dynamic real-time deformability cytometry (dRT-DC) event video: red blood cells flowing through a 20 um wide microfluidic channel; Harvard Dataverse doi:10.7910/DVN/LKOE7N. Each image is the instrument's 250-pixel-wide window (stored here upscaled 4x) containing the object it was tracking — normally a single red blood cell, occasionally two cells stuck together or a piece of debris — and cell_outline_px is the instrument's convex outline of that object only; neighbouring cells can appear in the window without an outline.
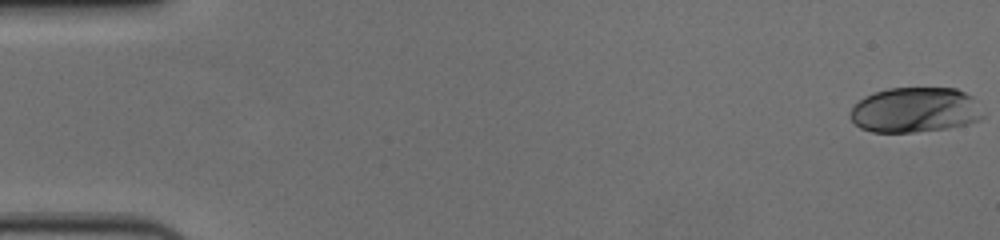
{"species": "human", "species_latin": "Homo sapiens", "temperature_condition": "cold", "stored_images_in_passage": 58, "camera_frame_rate_fps": 3000, "um_per_image_px": 0.085, "donor": {"sex": "female"}, "frame": {"image": 1, "passage_image": 1, "time_ms": 0.0, "image_size_px": [1000, 240], "cell_outline_px": [[984, 116], [968, 124], [948, 128], [912, 132], [872, 132], [860, 128], [852, 120], [852, 108], [864, 96], [888, 88], [956, 88], [972, 96]], "centroid_in_image_um": [77.78, 9.35], "position_along_channel_um": 7.2, "area_um2": 34.62}}
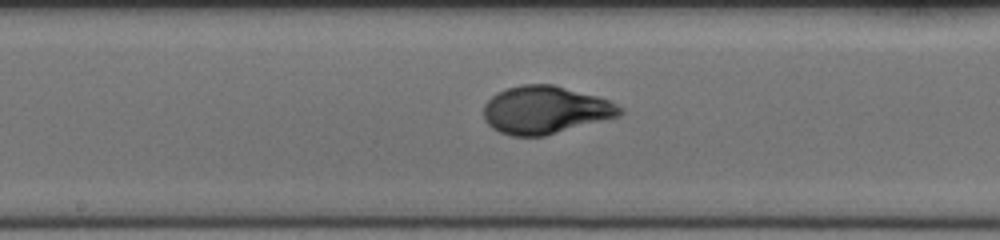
{"frame": {"image": 2, "passage_image": 31, "time_ms": 10.0, "image_size_px": [1000, 240], "cell_outline_px": [[624, 112], [620, 116], [544, 136], [512, 136], [500, 132], [492, 128], [484, 120], [484, 104], [496, 92], [504, 88], [520, 84], [552, 84], [596, 96], [608, 100], [624, 108]], "centroid_in_image_um": [46.33, 9.34], "position_along_channel_um": 201.9, "area_um2": 38.03}}
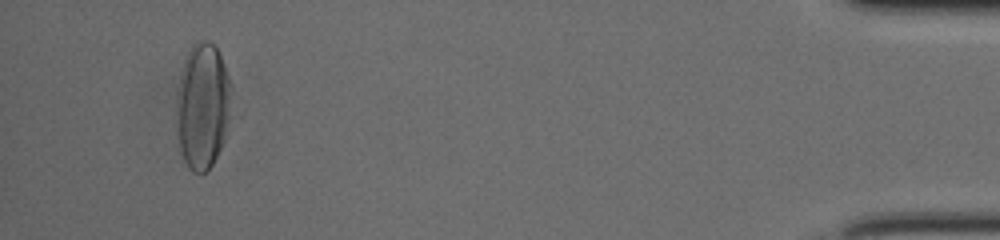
{"frame": {"image": 3, "passage_image": 55, "time_ms": 18.0, "image_size_px": [1000, 240], "cell_outline_px": [[228, 116], [224, 140], [212, 164], [204, 172], [192, 172], [188, 168], [180, 152], [176, 120], [176, 92], [184, 60], [192, 44], [196, 40], [208, 40], [216, 48], [220, 56], [228, 80]], "centroid_in_image_um": [17.15, 9.01], "position_along_channel_um": 418.1, "area_um2": 39.54}, "authors_computed_cell_mechanics": {"area_um2": 36.703, "velocity_mm_per_s": 3.6133, "shape_relaxation_time_tau1_ms": 3.7121, "shape_relaxation_time_tau2_ms": null, "deformation_change_tau1": 0.1994, "deformation_change_tau2": null}}